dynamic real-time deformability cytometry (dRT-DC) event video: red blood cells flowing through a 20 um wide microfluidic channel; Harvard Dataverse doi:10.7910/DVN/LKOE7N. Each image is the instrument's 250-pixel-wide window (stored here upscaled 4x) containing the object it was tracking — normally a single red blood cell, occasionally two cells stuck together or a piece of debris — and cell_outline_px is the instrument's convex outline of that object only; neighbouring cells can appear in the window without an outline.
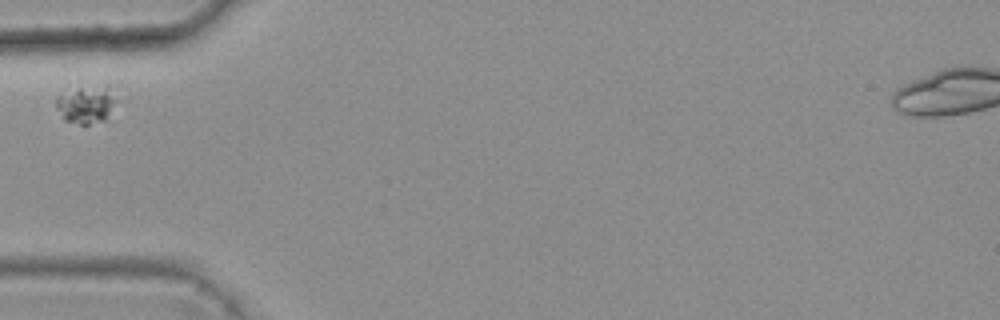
{"species": "common noctule bat (a hibernating species)", "species_latin": "Nyctalus noctula", "temperature_condition": "warm", "stored_images_in_passage": 9, "camera_frame_rate_fps": 3000, "um_per_image_px": 0.085, "animal": {"sex": "female", "body_mass_g": 25.1}, "frame": {"image": 1, "passage_image": 1, "time_ms": 0.0, "image_size_px": [1000, 320], "cell_outline_px": [[116, 100], [104, 120], [88, 124], [80, 124], [64, 120], [56, 108], [56, 96], [80, 88], [108, 84]], "centroid_in_image_um": [7.31, 8.87], "position_along_channel_um": 77.7, "area_um2": 12.83}}
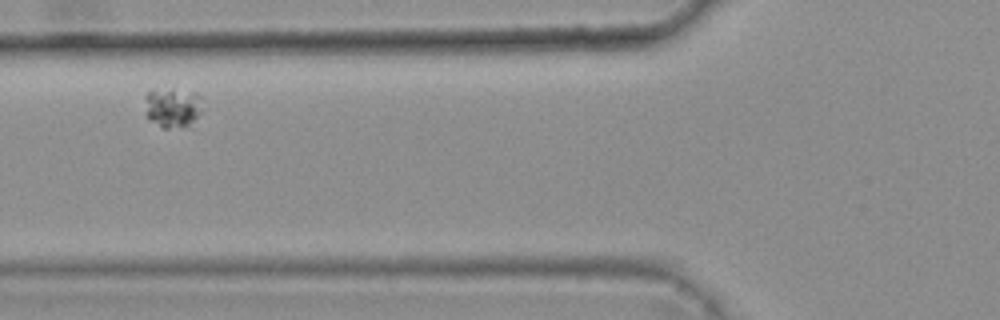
{"frame": {"image": 2, "passage_image": 2, "time_ms": 0.333, "image_size_px": [1000, 320], "cell_outline_px": [[200, 96], [196, 116], [188, 124], [168, 128], [160, 128], [148, 120], [144, 116], [144, 96], [152, 88], [196, 92]], "centroid_in_image_um": [14.5, 9.12], "position_along_channel_um": 111.3, "area_um2": 13.12}}
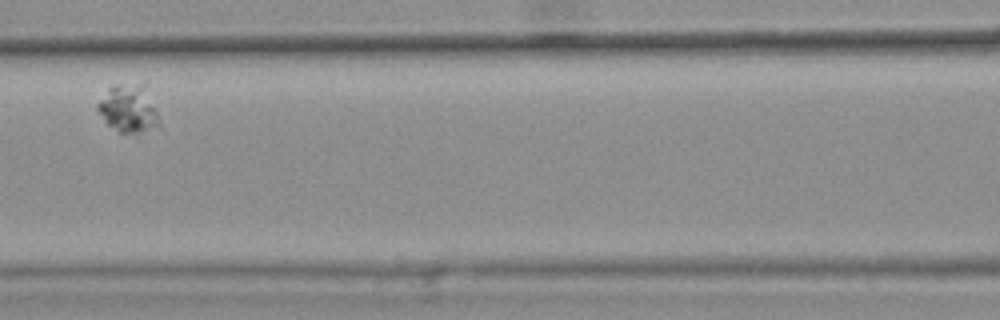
{"frame": {"image": 3, "passage_image": 3, "time_ms": 0.667, "image_size_px": [1000, 320], "cell_outline_px": [[160, 128], [136, 132], [120, 132], [108, 124], [104, 120], [96, 108], [96, 104], [108, 88], [112, 84], [148, 84], [160, 120]], "centroid_in_image_um": [10.97, 9.19], "position_along_channel_um": 155.6, "area_um2": 17.51}}